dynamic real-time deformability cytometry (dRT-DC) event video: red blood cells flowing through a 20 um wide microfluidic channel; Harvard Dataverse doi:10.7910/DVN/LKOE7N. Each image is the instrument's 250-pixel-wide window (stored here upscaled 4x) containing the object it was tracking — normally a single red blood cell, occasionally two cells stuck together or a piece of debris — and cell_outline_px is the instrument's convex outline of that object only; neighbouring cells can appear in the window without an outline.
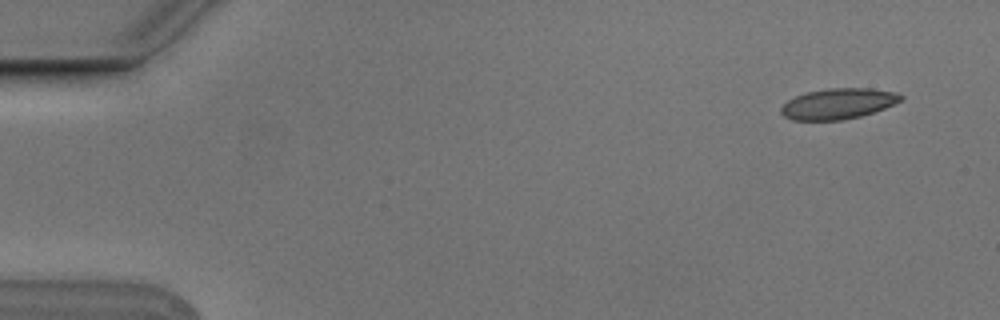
{"species": "Egyptian fruit bat (a non-hibernating species)", "species_latin": "Rousettus aegyptiacus", "temperature_condition": "cold", "stored_images_in_passage": 6, "camera_frame_rate_fps": 3000, "um_per_image_px": 0.085, "animal": {"sex": "male"}, "frame": {"image": 1, "passage_image": 1, "time_ms": 0.0, "image_size_px": [1000, 320], "cell_outline_px": [[904, 96], [900, 100], [884, 108], [860, 116], [844, 120], [792, 120], [784, 116], [780, 112], [780, 108], [788, 100], [796, 96], [808, 92], [828, 88], [872, 88], [896, 92]], "centroid_in_image_um": [71.22, 8.81], "position_along_channel_um": 13.8, "area_um2": 21.27}}